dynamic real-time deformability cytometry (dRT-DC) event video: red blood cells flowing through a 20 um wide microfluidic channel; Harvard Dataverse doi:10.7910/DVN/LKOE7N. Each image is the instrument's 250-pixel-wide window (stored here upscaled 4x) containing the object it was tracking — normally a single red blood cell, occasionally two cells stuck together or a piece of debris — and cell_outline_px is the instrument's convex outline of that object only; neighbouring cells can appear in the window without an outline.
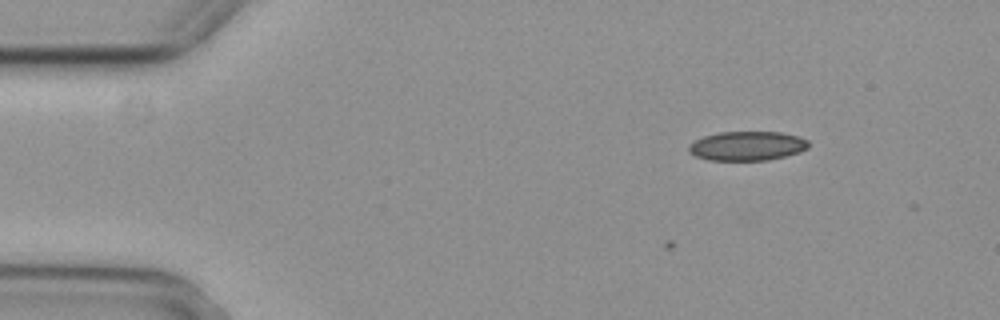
{"species": "common noctule bat (a hibernating species)", "species_latin": "Nyctalus noctula", "temperature_condition": "cold", "stored_images_in_passage": 4, "camera_frame_rate_fps": 3000, "um_per_image_px": 0.085, "animal": {"sex": "female", "body_mass_g": 29.2, "forearm_length_mm": 56.3}, "frame": {"image": 1, "passage_image": 2, "time_ms": 0.333, "image_size_px": [1000, 320], "cell_outline_px": [[808, 148], [800, 152], [768, 160], [708, 160], [696, 156], [688, 152], [688, 144], [704, 136], [720, 132], [780, 132], [796, 136], [808, 140]], "centroid_in_image_um": [63.48, 12.41], "position_along_channel_um": 21.5, "area_um2": 20.35}}